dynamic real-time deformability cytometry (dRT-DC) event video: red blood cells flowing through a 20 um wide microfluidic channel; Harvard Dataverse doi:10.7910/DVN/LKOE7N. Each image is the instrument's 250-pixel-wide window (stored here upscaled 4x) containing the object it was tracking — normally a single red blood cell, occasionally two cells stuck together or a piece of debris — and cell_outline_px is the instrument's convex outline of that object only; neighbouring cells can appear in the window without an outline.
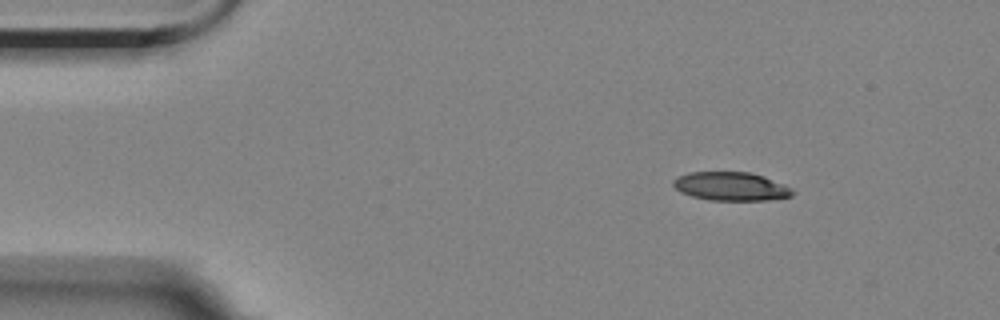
{"species": "Egyptian fruit bat (a non-hibernating species)", "species_latin": "Rousettus aegyptiacus", "temperature_condition": "room temperature", "stored_images_in_passage": 3, "camera_frame_rate_fps": 3000, "um_per_image_px": 0.085, "animal": {"sex": "female"}, "frame": {"image": 1, "passage_image": 3, "time_ms": 3.333, "image_size_px": [1000, 320], "cell_outline_px": [[796, 192], [792, 196], [768, 200], [708, 200], [692, 196], [680, 192], [672, 184], [672, 180], [676, 176], [688, 172], [748, 172], [764, 176], [784, 184], [792, 188]], "centroid_in_image_um": [62.12, 15.84], "position_along_channel_um": 22.9, "area_um2": 20.06}}